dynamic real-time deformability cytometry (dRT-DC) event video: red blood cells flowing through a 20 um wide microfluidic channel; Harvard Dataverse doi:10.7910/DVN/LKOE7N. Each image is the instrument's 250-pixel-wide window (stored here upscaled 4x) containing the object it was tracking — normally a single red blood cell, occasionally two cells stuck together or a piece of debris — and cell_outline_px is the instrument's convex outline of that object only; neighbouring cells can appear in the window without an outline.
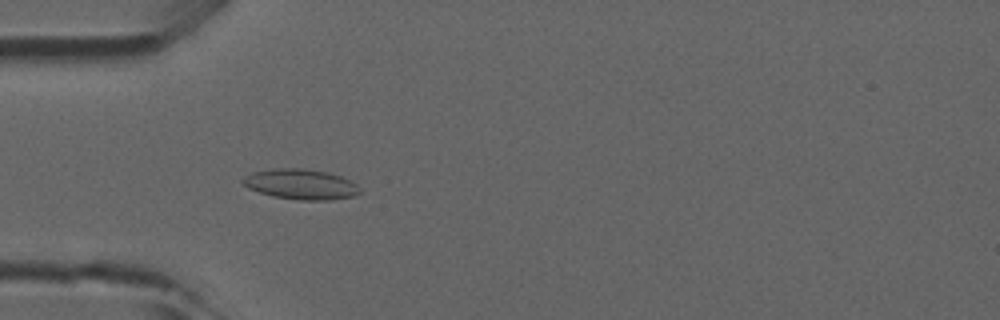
{"species": "common noctule bat (a hibernating species)", "species_latin": "Nyctalus noctula", "temperature_condition": "room temperature", "stored_images_in_passage": 48, "camera_frame_rate_fps": 3000, "um_per_image_px": 0.085, "animal": {"sex": "male", "forearm_length_mm": 52.5}, "frame": {"image": 1, "passage_image": 14, "time_ms": 4.333, "image_size_px": [1000, 320], "cell_outline_px": [[360, 192], [356, 196], [332, 200], [300, 200], [272, 196], [248, 188], [240, 180], [244, 176], [252, 172], [272, 168], [304, 168], [328, 172], [340, 176], [356, 184], [360, 188]], "centroid_in_image_um": [25.56, 15.66], "position_along_channel_um": 59.4, "area_um2": 20.81}}